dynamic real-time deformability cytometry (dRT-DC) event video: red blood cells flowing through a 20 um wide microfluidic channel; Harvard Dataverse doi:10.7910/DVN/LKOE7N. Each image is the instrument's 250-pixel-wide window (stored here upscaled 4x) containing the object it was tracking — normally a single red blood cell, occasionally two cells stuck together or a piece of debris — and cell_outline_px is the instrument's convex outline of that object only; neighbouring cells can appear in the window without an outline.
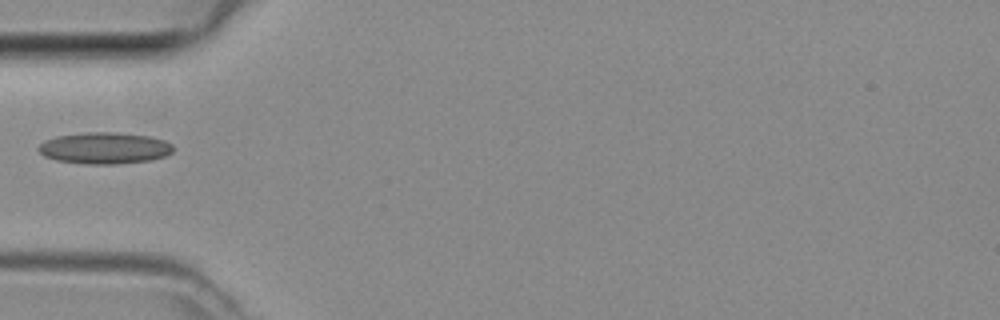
{"species": "common noctule bat (a hibernating species)", "species_latin": "Nyctalus noctula", "temperature_condition": "room temperature", "stored_images_in_passage": 1, "camera_frame_rate_fps": 3000, "um_per_image_px": 0.085, "animal": {"sex": "female", "body_mass_g": 29.2, "forearm_length_mm": 56.3}, "frame": {"image": 1, "passage_image": 1, "time_ms": 0.0, "image_size_px": [1000, 320], "cell_outline_px": [[172, 152], [164, 156], [152, 160], [116, 164], [88, 164], [56, 160], [44, 156], [36, 148], [44, 140], [56, 136], [88, 132], [112, 132], [148, 136], [164, 140], [172, 144]], "centroid_in_image_um": [8.86, 12.59], "position_along_channel_um": 76.1, "area_um2": 24.68}}